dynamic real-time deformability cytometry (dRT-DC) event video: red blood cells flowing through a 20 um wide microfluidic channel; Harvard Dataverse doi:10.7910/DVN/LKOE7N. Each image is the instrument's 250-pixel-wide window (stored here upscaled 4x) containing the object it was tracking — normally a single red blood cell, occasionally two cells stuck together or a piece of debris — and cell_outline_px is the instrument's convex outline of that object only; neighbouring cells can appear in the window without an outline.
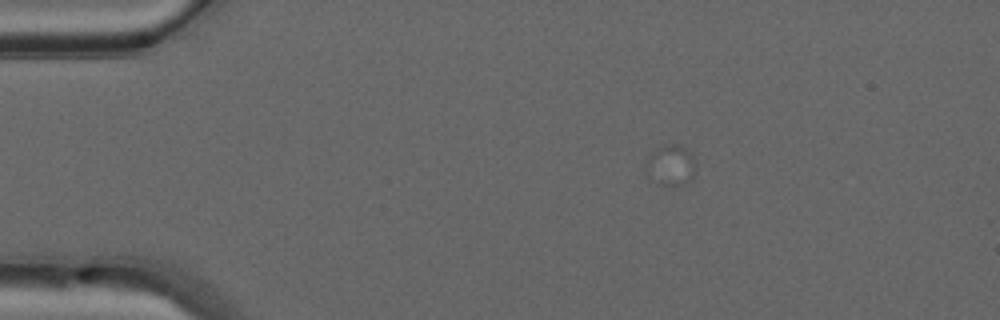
{"species": "common noctule bat (a hibernating species)", "species_latin": "Nyctalus noctula", "temperature_condition": "warm", "stored_images_in_passage": 2, "camera_frame_rate_fps": 3000, "um_per_image_px": 0.085, "animal": {"sex": "male", "forearm_length_mm": 52.5}, "frame": {"image": 1, "passage_image": 1, "time_ms": 0.0, "image_size_px": [1000, 320], "cell_outline_px": [[696, 172], [692, 180], [684, 184], [660, 184], [648, 176], [648, 164], [652, 156], [664, 144], [676, 144], [688, 148], [696, 164]], "centroid_in_image_um": [57.13, 14.05], "position_along_channel_um": 27.9, "area_um2": 11.33}}